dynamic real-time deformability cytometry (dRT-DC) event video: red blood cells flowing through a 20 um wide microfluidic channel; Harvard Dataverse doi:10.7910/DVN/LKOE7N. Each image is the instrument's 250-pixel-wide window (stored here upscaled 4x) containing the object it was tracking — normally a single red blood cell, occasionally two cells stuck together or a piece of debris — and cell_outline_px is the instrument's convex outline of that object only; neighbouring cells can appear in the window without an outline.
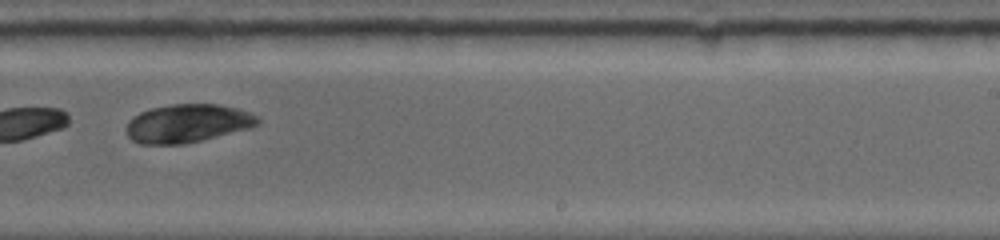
{"species": "common noctule bat (a hibernating species)", "species_latin": "Nyctalus noctula", "temperature_condition": "warm", "stored_images_in_passage": 15, "camera_frame_rate_fps": 4500, "um_per_image_px": 0.085, "animal": {"sex": "female", "body_mass_g": 19.0, "forearm_length_mm": 53.3}, "frame": {"image": 1, "passage_image": 7, "time_ms": 5.556, "image_size_px": [1000, 240], "cell_outline_px": [[260, 120], [256, 124], [248, 128], [184, 144], [140, 144], [132, 140], [128, 136], [124, 128], [128, 120], [132, 116], [140, 112], [152, 108], [168, 104], [216, 104], [236, 108], [248, 112], [256, 116]], "centroid_in_image_um": [15.85, 10.48], "position_along_channel_um": 273.2, "area_um2": 29.19}}